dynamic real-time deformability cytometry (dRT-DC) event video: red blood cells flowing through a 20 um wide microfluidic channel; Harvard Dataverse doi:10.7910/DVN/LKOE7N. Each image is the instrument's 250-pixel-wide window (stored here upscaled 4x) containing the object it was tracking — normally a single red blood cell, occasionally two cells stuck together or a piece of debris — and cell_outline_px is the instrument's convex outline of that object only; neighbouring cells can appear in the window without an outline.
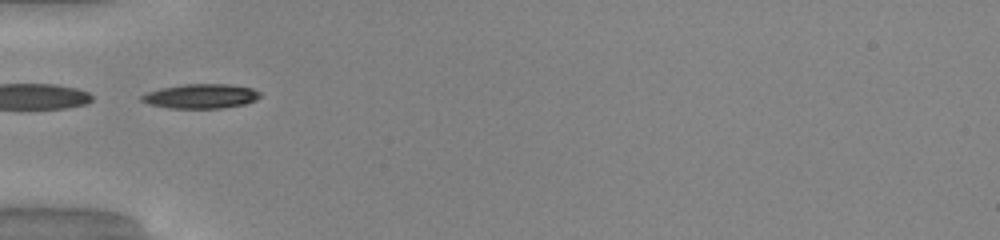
{"species": "common noctule bat (a hibernating species)", "species_latin": "Nyctalus noctula", "temperature_condition": "warm", "stored_images_in_passage": 34, "camera_frame_rate_fps": 3000, "um_per_image_px": 0.085, "animal": {"sex": "male", "body_mass_g": 20.0, "forearm_length_mm": 53.3}, "frame": {"image": 1, "passage_image": 1, "time_ms": 0.0, "image_size_px": [1000, 240], "cell_outline_px": [[260, 96], [256, 100], [244, 104], [224, 108], [168, 108], [148, 104], [140, 100], [140, 96], [148, 92], [160, 88], [184, 84], [228, 84], [252, 88], [260, 92]], "centroid_in_image_um": [17.06, 8.18], "position_along_channel_um": 67.9, "area_um2": 16.94}}
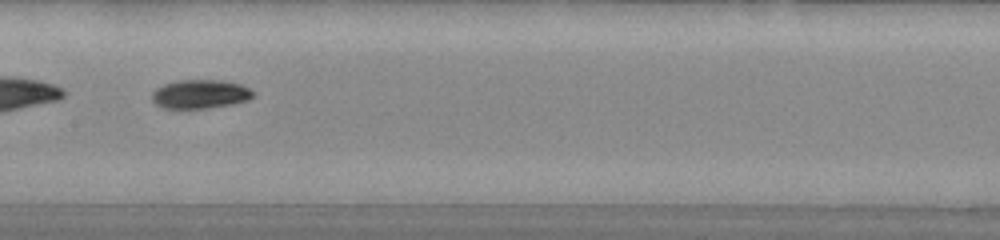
{"frame": {"image": 2, "passage_image": 10, "time_ms": 3.0, "image_size_px": [1000, 240], "cell_outline_px": [[256, 96], [248, 100], [232, 104], [208, 108], [164, 108], [156, 104], [152, 100], [152, 92], [156, 88], [164, 84], [180, 80], [224, 80], [240, 84], [256, 92]], "centroid_in_image_um": [17.05, 7.99], "position_along_channel_um": 190.3, "area_um2": 17.11}, "authors_computed_cell_mechanics": {"area_um2": 16.4152, "velocity_mm_per_s": 4.1196, "shape_relaxation_time_tau1_ms": 3.2102, "shape_relaxation_time_tau2_ms": 8.5141, "deformation_change_tau1": 0.1652, "deformation_change_tau2": 0.117}}